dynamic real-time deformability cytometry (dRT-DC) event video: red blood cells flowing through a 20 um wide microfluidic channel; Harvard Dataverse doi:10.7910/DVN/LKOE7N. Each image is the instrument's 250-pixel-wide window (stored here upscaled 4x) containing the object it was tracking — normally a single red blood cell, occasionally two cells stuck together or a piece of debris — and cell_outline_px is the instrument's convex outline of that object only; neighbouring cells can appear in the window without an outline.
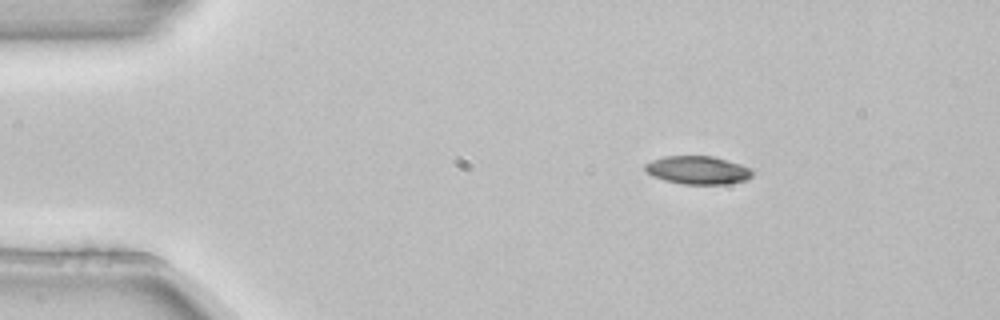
{"species": "common noctule bat (a hibernating species)", "species_latin": "Nyctalus noctula", "temperature_condition": "room temperature", "stored_images_in_passage": 3, "camera_frame_rate_fps": 3000, "um_per_image_px": 0.085, "animal": {"sex": "female", "body_mass_g": 22.7, "forearm_length_mm": 54.2}, "frame": {"image": 1, "passage_image": 1, "time_ms": 0.0, "image_size_px": [1000, 320], "cell_outline_px": [[752, 176], [748, 180], [728, 184], [684, 184], [664, 180], [652, 176], [644, 168], [644, 164], [652, 160], [664, 156], [712, 156], [740, 164], [748, 168], [752, 172]], "centroid_in_image_um": [59.3, 14.46], "position_along_channel_um": 25.7, "area_um2": 17.57}}
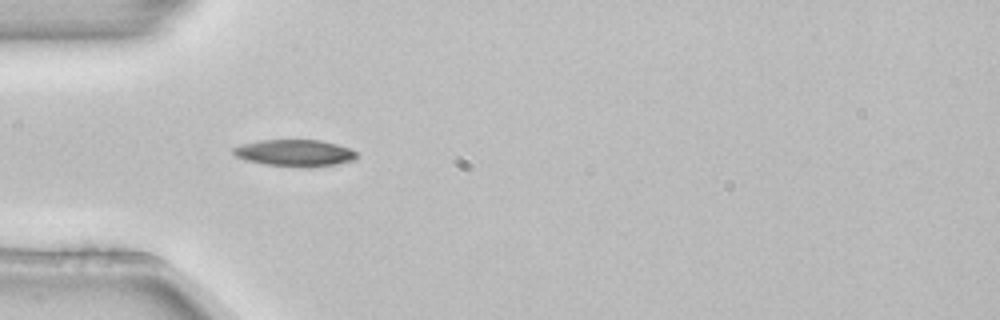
{"frame": {"image": 2, "passage_image": 3, "time_ms": 0.667, "image_size_px": [1000, 320], "cell_outline_px": [[360, 156], [352, 160], [336, 164], [308, 168], [304, 168], [264, 164], [244, 160], [236, 156], [232, 152], [232, 148], [240, 144], [264, 140], [320, 140], [336, 144], [348, 148], [356, 152]], "centroid_in_image_um": [25.04, 13.01], "position_along_channel_um": 60.0, "area_um2": 19.36}}